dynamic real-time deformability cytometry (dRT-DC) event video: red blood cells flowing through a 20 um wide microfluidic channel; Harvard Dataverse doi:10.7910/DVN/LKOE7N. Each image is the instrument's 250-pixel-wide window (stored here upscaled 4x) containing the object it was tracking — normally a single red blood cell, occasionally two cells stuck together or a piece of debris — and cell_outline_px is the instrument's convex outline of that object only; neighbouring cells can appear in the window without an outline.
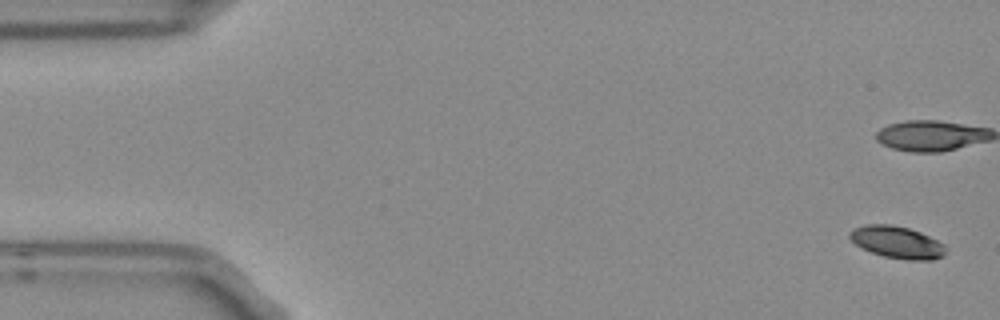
{"species": "Egyptian fruit bat (a non-hibernating species)", "species_latin": "Rousettus aegyptiacus", "temperature_condition": "room temperature", "stored_images_in_passage": 5, "camera_frame_rate_fps": 3000, "um_per_image_px": 0.085, "frame": {"image": 1, "passage_image": 1, "time_ms": 0.0, "image_size_px": [1000, 320], "cell_outline_px": [[944, 256], [932, 260], [908, 260], [884, 256], [872, 252], [856, 244], [848, 236], [848, 232], [852, 228], [864, 224], [892, 224], [908, 228], [920, 232], [944, 244]], "centroid_in_image_um": [76.22, 20.57], "position_along_channel_um": 8.8, "area_um2": 17.86}}